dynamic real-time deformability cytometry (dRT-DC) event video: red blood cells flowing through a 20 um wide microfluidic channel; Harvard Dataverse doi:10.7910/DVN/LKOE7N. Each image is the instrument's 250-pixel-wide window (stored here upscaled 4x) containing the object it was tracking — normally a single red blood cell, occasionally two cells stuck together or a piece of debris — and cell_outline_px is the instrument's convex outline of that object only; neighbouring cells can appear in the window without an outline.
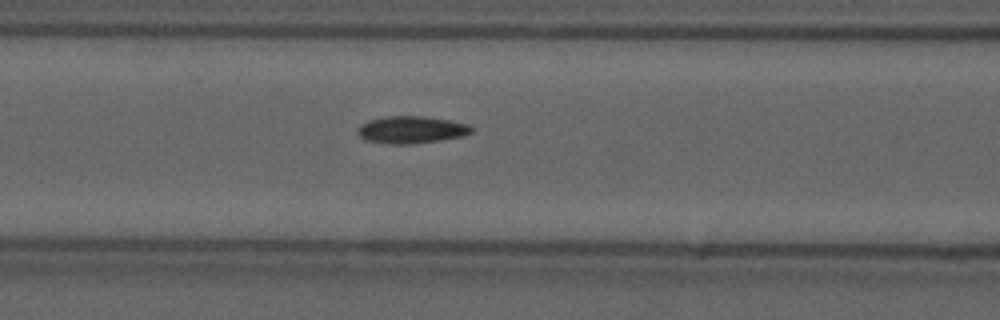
{"species": "common noctule bat (a hibernating species)", "species_latin": "Nyctalus noctula", "temperature_condition": "cold", "stored_images_in_passage": 39, "camera_frame_rate_fps": 3000, "um_per_image_px": 0.085, "animal": {"sex": "male", "forearm_length_mm": 52.5}, "frame": {"image": 1, "passage_image": 6, "time_ms": 1.667, "image_size_px": [1000, 320], "cell_outline_px": [[472, 132], [460, 136], [440, 140], [408, 144], [388, 144], [364, 140], [356, 132], [356, 128], [360, 124], [368, 120], [388, 116], [424, 116], [448, 120], [468, 124], [472, 128]], "centroid_in_image_um": [34.89, 11.02], "position_along_channel_um": 131.7, "area_um2": 18.03}, "authors_computed_cell_mechanics": {"area_um2": 16.9354, "velocity_mm_per_s": 3.6886, "shape_relaxation_time_tau1_ms": 6.1117, "shape_relaxation_time_tau2_ms": 2.3657, "deformation_change_tau1": 0.1516, "deformation_change_tau2": 0.0733}}